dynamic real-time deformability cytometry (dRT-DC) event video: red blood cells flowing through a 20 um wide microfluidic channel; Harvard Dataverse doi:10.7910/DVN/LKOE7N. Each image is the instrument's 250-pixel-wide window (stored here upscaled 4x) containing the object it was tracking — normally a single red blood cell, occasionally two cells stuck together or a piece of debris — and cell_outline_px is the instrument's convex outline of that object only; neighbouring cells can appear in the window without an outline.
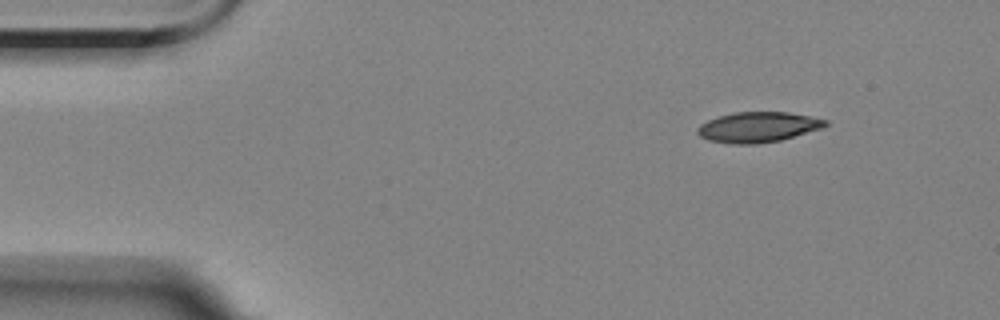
{"species": "Egyptian fruit bat (a non-hibernating species)", "species_latin": "Rousettus aegyptiacus", "temperature_condition": "room temperature", "stored_images_in_passage": 51, "camera_frame_rate_fps": 3000, "um_per_image_px": 0.085, "animal": {"sex": "female"}, "frame": {"image": 1, "passage_image": 1, "time_ms": 0.0, "image_size_px": [1000, 320], "cell_outline_px": [[828, 124], [824, 128], [780, 140], [756, 144], [732, 144], [708, 140], [700, 136], [696, 132], [696, 128], [700, 124], [708, 120], [720, 116], [736, 112], [788, 112], [828, 120]], "centroid_in_image_um": [64.43, 10.81], "position_along_channel_um": 20.6, "area_um2": 22.6}}
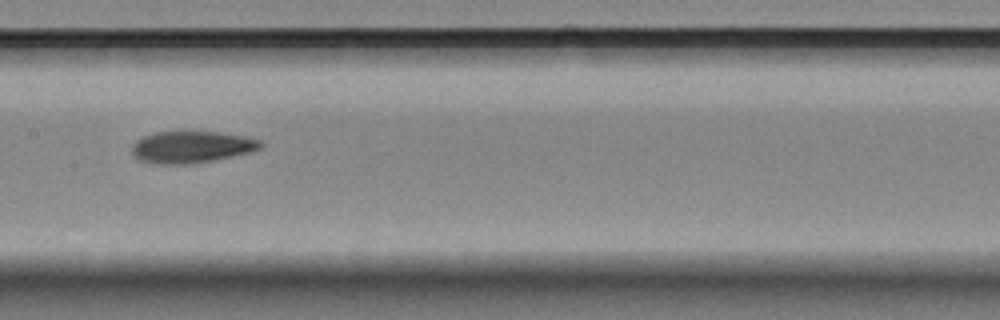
{"frame": {"image": 2, "passage_image": 22, "time_ms": 7.0, "image_size_px": [1000, 320], "cell_outline_px": [[260, 148], [248, 152], [212, 160], [184, 164], [156, 164], [140, 160], [132, 152], [132, 144], [136, 140], [144, 136], [156, 132], [220, 132], [244, 136], [260, 140]], "centroid_in_image_um": [16.23, 12.49], "position_along_channel_um": 191.2, "area_um2": 23.35}}
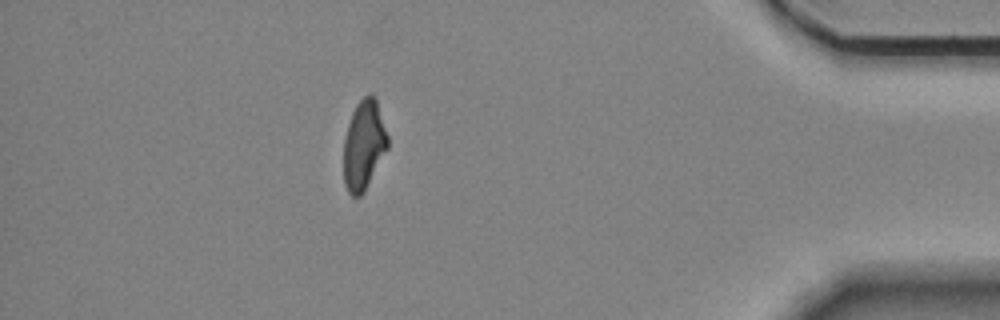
{"frame": {"image": 3, "passage_image": 44, "time_ms": 14.333, "image_size_px": [1000, 320], "cell_outline_px": [[388, 148], [364, 192], [360, 196], [352, 196], [348, 192], [344, 184], [344, 140], [348, 124], [352, 112], [356, 104], [368, 92], [376, 100], [388, 136]], "centroid_in_image_um": [30.92, 12.34], "position_along_channel_um": 404.3, "area_um2": 22.83}, "authors_computed_cell_mechanics": {"area_um2": 23.5246, "velocity_mm_per_s": 3.5309, "shape_relaxation_time_tau1_ms": 11.2768, "shape_relaxation_time_tau2_ms": 4.3506, "deformation_change_tau1": 0.2508, "deformation_change_tau2": 0.107}}